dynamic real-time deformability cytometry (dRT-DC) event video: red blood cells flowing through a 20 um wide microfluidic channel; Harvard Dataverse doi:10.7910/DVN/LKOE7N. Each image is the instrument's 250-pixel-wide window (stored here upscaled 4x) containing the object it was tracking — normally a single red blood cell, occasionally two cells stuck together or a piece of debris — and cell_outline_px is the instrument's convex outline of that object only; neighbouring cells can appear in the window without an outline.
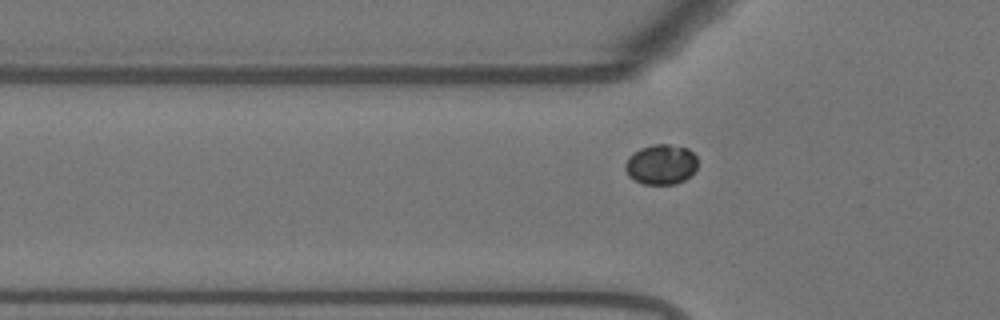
{"species": "Egyptian fruit bat (a non-hibernating species)", "species_latin": "Rousettus aegyptiacus", "temperature_condition": "warm", "stored_images_in_passage": 41, "camera_frame_rate_fps": 3000, "um_per_image_px": 0.085, "animal": {"sex": "female"}, "frame": {"image": 1, "passage_image": 7, "time_ms": 2.0, "image_size_px": [1000, 320], "cell_outline_px": [[696, 168], [684, 180], [676, 184], [644, 184], [628, 176], [624, 168], [624, 164], [628, 156], [640, 148], [652, 144], [668, 144], [688, 148], [696, 156]], "centroid_in_image_um": [56.15, 13.96], "position_along_channel_um": 69.6, "area_um2": 16.94}}
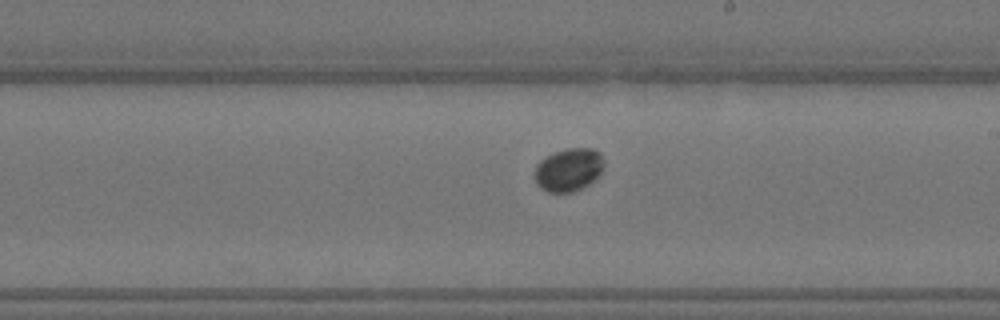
{"frame": {"image": 2, "passage_image": 21, "time_ms": 6.667, "image_size_px": [1000, 320], "cell_outline_px": [[604, 168], [588, 184], [572, 192], [548, 192], [540, 188], [536, 184], [536, 164], [540, 160], [556, 152], [568, 148], [592, 148], [600, 152], [604, 160]], "centroid_in_image_um": [48.34, 14.42], "position_along_channel_um": 240.7, "area_um2": 17.17}}
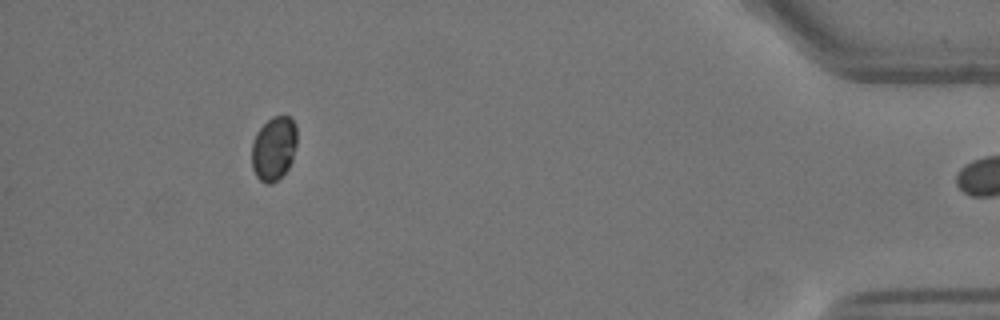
{"frame": {"image": 3, "passage_image": 40, "time_ms": 13.0, "image_size_px": [1000, 320], "cell_outline_px": [[296, 144], [292, 160], [288, 168], [272, 184], [264, 184], [256, 176], [252, 168], [252, 144], [256, 132], [272, 116], [288, 116], [296, 124]], "centroid_in_image_um": [23.26, 12.62], "position_along_channel_um": 411.9, "area_um2": 16.82}}